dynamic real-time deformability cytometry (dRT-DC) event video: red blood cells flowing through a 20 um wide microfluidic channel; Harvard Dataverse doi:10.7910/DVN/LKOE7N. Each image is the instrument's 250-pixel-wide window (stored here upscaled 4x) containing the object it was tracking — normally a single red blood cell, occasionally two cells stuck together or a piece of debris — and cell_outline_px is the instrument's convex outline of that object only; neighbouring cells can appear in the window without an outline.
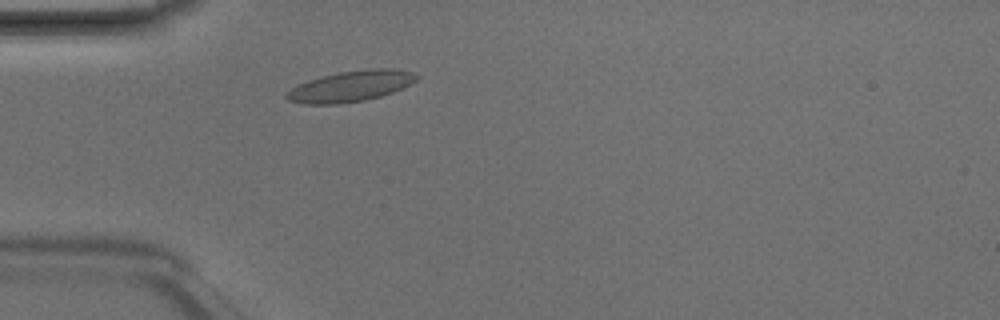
{"species": "Egyptian fruit bat (a non-hibernating species)", "species_latin": "Rousettus aegyptiacus", "temperature_condition": "room temperature", "stored_images_in_passage": 2, "camera_frame_rate_fps": 3000, "um_per_image_px": 0.085, "animal": {"sex": "male"}, "frame": {"image": 1, "passage_image": 2, "time_ms": 0.333, "image_size_px": [1000, 320], "cell_outline_px": [[420, 76], [416, 80], [392, 92], [380, 96], [364, 100], [340, 104], [304, 104], [288, 100], [284, 96], [284, 92], [308, 80], [340, 72], [368, 68], [392, 68], [412, 72]], "centroid_in_image_um": [29.78, 7.33], "position_along_channel_um": 55.2, "area_um2": 23.18}}